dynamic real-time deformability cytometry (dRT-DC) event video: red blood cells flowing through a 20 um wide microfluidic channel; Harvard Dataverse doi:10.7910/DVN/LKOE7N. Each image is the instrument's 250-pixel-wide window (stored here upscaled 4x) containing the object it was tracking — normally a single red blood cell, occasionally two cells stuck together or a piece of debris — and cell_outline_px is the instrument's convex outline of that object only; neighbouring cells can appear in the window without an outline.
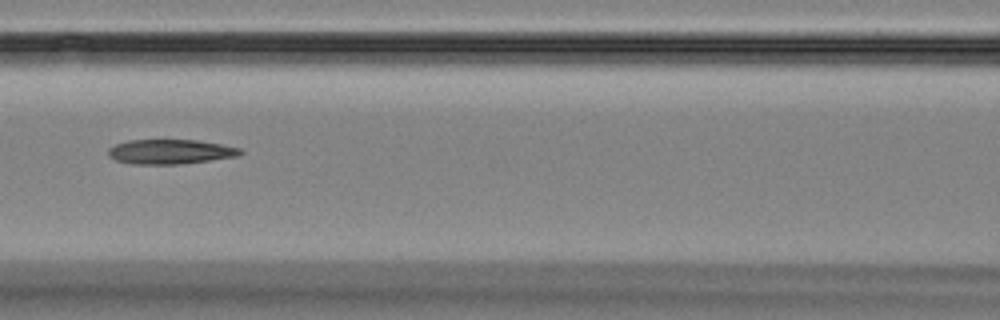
{"species": "Egyptian fruit bat (a non-hibernating species)", "species_latin": "Rousettus aegyptiacus", "temperature_condition": "room temperature", "stored_images_in_passage": 10, "camera_frame_rate_fps": 3000, "um_per_image_px": 0.085, "animal": {"sex": "female"}, "frame": {"image": 1, "passage_image": 6, "time_ms": 6.667, "image_size_px": [1000, 320], "cell_outline_px": [[244, 152], [236, 156], [180, 164], [128, 164], [116, 160], [108, 156], [108, 148], [116, 144], [128, 140], [196, 140], [220, 144], [240, 148]], "centroid_in_image_um": [14.42, 12.89], "position_along_channel_um": 152.2, "area_um2": 18.84}}
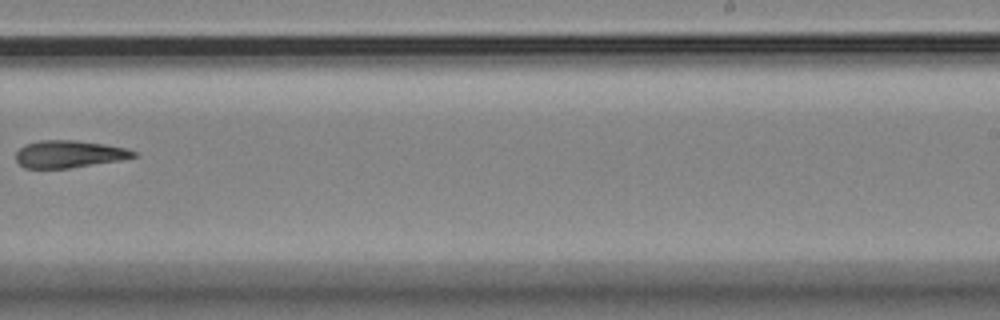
{"frame": {"image": 2, "passage_image": 9, "time_ms": 10.333, "image_size_px": [1000, 320], "cell_outline_px": [[136, 156], [120, 160], [68, 168], [24, 168], [16, 160], [16, 152], [24, 144], [40, 140], [76, 140], [104, 144], [128, 148], [136, 152]], "centroid_in_image_um": [5.85, 13.09], "position_along_channel_um": 283.1, "area_um2": 18.67}}
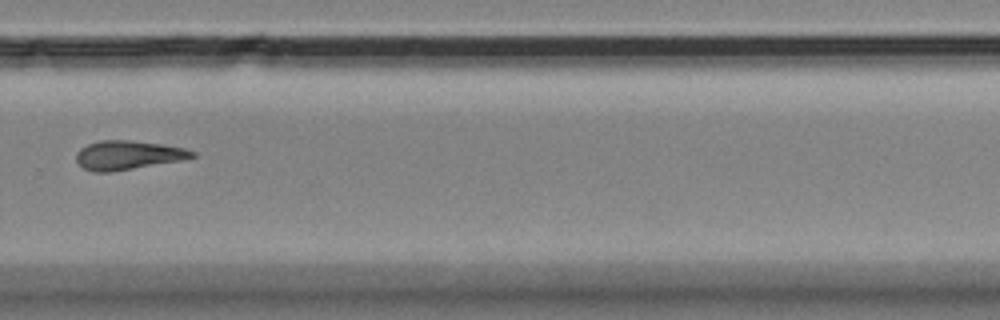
{"frame": {"image": 3, "passage_image": 10, "time_ms": 11.333, "image_size_px": [1000, 320], "cell_outline_px": [[196, 156], [180, 160], [108, 172], [92, 172], [84, 168], [76, 160], [76, 152], [80, 148], [88, 144], [100, 140], [128, 140], [160, 144], [184, 148], [196, 152]], "centroid_in_image_um": [10.83, 13.18], "position_along_channel_um": 319.0, "area_um2": 19.25}}